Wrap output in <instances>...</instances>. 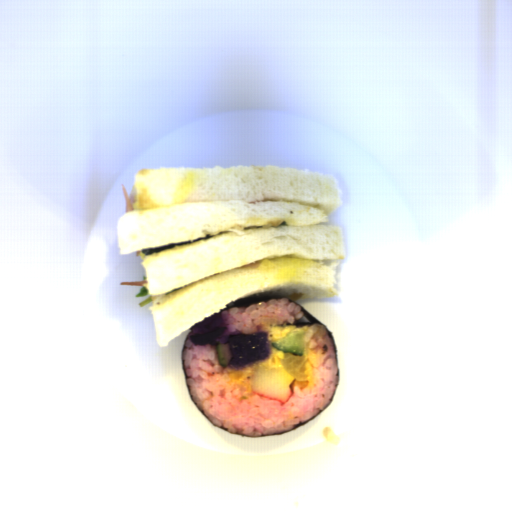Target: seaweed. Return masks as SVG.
<instances>
[{"instance_id":"obj_1","label":"seaweed","mask_w":512,"mask_h":512,"mask_svg":"<svg viewBox=\"0 0 512 512\" xmlns=\"http://www.w3.org/2000/svg\"><path fill=\"white\" fill-rule=\"evenodd\" d=\"M288 299V298H287ZM288 301L290 303H295L296 305H299L300 307V310L303 314V316L301 317H298L296 318L293 322H284V323H281V325H294L295 328H302L304 325H309V324H319V325H323V327L325 328L327 334H328V337L331 341V344L334 348V352H335V356H336V363H337V384L330 396V399L328 401V403L325 405V407L319 411H317L315 413V415L311 418H309L308 420L306 421H299L298 423H296L295 425H293L291 428L289 429H286V430H283V431H280V432H277V433H271V434H266V435H260L261 436H271V435H281V434H284V433H287V432H290L294 429H297L303 425H305L306 423L312 421L313 419H315L318 415H320L323 411H325L327 409V407L330 405V403L332 402L336 392H337V389H338V386H339V383H340V366H339V360H338V354H337V348H336V343H335V338H334V335L332 334V332L329 330V328L324 324L322 323L320 320H318L317 318H315L310 312H308L300 303H298L296 300H291V299H288Z\"/></svg>"},{"instance_id":"obj_2","label":"seaweed","mask_w":512,"mask_h":512,"mask_svg":"<svg viewBox=\"0 0 512 512\" xmlns=\"http://www.w3.org/2000/svg\"><path fill=\"white\" fill-rule=\"evenodd\" d=\"M284 298L281 296L279 291L266 290L242 298H238L227 303L222 310H218L216 313H221L230 308H247L254 303H268L270 300H276Z\"/></svg>"},{"instance_id":"obj_3","label":"seaweed","mask_w":512,"mask_h":512,"mask_svg":"<svg viewBox=\"0 0 512 512\" xmlns=\"http://www.w3.org/2000/svg\"><path fill=\"white\" fill-rule=\"evenodd\" d=\"M190 337V331L186 334L185 336V339H184V342L182 344V347H181V361H182V367H183V375H184V381H185V385H186V389H187V392L192 400V402L194 403V405L196 406V408L201 412V414L208 420V422L214 426V427H217L219 429H222L224 431H227V432H230V433H233V434H236V435H239V436H242V437H255L256 436H248V435H245V434H238V433H234V432H231L230 430H228L227 428H225L224 426H217L215 425L212 420L206 415V413L195 403V401L193 400L192 398V394H191V385L188 384L187 380L191 377L190 374L187 373V369H188V365L186 363V360H185V356H184V352H185V348H186V344H187V341H188V338Z\"/></svg>"}]
</instances>
